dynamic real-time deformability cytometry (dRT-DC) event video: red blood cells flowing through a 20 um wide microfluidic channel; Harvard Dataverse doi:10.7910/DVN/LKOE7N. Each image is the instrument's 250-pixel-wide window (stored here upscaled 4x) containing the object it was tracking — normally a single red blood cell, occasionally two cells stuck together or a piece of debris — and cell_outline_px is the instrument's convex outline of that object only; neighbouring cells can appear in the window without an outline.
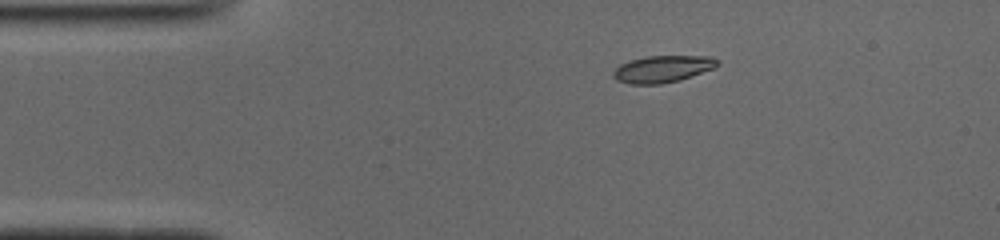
{"species": "common noctule bat (a hibernating species)", "species_latin": "Nyctalus noctula", "temperature_condition": "cold", "stored_images_in_passage": 43, "camera_frame_rate_fps": 3000, "um_per_image_px": 0.085, "animal": {"sex": "male", "body_mass_g": 19.0, "forearm_length_mm": 50.8}, "frame": {"image": 1, "passage_image": 1, "time_ms": 0.0, "image_size_px": [1000, 240], "cell_outline_px": [[720, 64], [716, 68], [680, 80], [660, 84], [628, 84], [616, 80], [612, 76], [612, 72], [620, 64], [628, 60], [648, 56], [712, 56], [720, 60]], "centroid_in_image_um": [56.34, 5.86], "position_along_channel_um": 28.7, "area_um2": 16.65}}
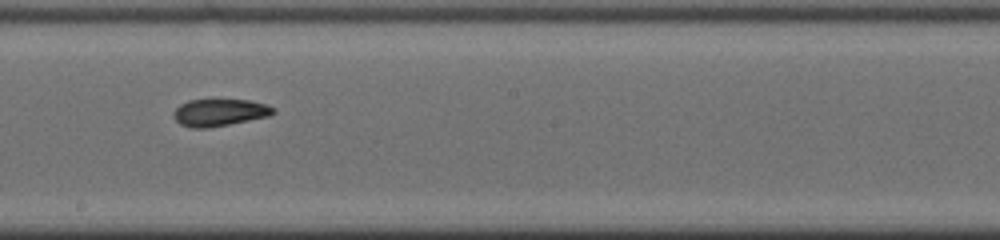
{"frame": {"image": 2, "passage_image": 20, "time_ms": 6.333, "image_size_px": [1000, 240], "cell_outline_px": [[276, 112], [272, 116], [208, 128], [192, 128], [180, 124], [172, 116], [176, 108], [180, 104], [188, 100], [248, 100], [268, 104], [276, 108]], "centroid_in_image_um": [18.71, 9.56], "position_along_channel_um": 229.5, "area_um2": 15.95}}
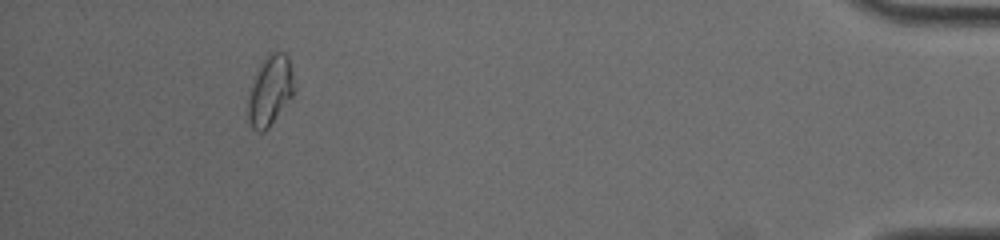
{"frame": {"image": 3, "passage_image": 39, "time_ms": 12.667, "image_size_px": [1000, 240], "cell_outline_px": [[292, 96], [268, 128], [264, 132], [256, 132], [252, 128], [248, 120], [248, 96], [252, 80], [260, 64], [268, 52], [284, 52], [288, 56], [292, 72]], "centroid_in_image_um": [22.92, 7.7], "position_along_channel_um": 412.3, "area_um2": 18.67}, "authors_computed_cell_mechanics": {"area_um2": 16.4152, "velocity_mm_per_s": 3.9179, "shape_relaxation_time_tau1_ms": 5.8293, "shape_relaxation_time_tau2_ms": 3.7407, "deformation_change_tau1": 0.1723, "deformation_change_tau2": 0.0754}}